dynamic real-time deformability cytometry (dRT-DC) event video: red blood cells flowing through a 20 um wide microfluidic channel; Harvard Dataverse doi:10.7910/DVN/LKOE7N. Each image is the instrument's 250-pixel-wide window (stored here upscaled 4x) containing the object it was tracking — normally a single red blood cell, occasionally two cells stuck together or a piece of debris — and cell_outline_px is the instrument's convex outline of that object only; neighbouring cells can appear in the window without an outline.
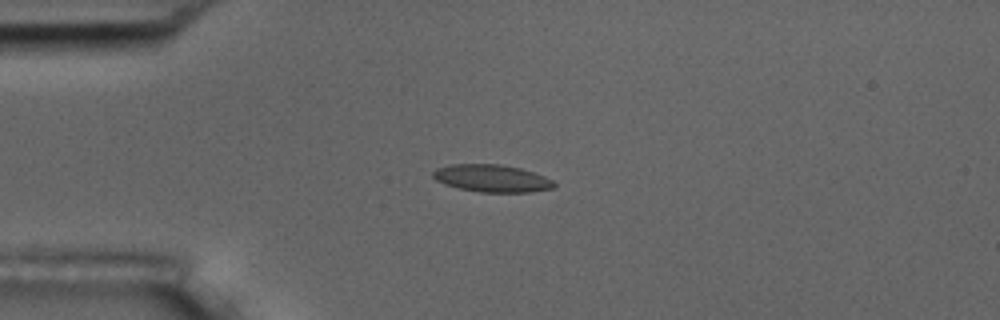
{"species": "common noctule bat (a hibernating species)", "species_latin": "Nyctalus noctula", "temperature_condition": "room temperature", "stored_images_in_passage": 7, "camera_frame_rate_fps": 3000, "um_per_image_px": 0.085, "animal": {"sex": "male", "body_mass_g": 17.5, "forearm_length_mm": 52.3}, "frame": {"image": 1, "passage_image": 4, "time_ms": 4.333, "image_size_px": [1000, 320], "cell_outline_px": [[556, 188], [532, 192], [480, 192], [460, 188], [444, 184], [436, 180], [432, 176], [432, 172], [436, 168], [452, 164], [500, 164], [520, 168], [544, 176], [552, 180], [556, 184]], "centroid_in_image_um": [41.82, 15.16], "position_along_channel_um": 43.2, "area_um2": 19.36}}